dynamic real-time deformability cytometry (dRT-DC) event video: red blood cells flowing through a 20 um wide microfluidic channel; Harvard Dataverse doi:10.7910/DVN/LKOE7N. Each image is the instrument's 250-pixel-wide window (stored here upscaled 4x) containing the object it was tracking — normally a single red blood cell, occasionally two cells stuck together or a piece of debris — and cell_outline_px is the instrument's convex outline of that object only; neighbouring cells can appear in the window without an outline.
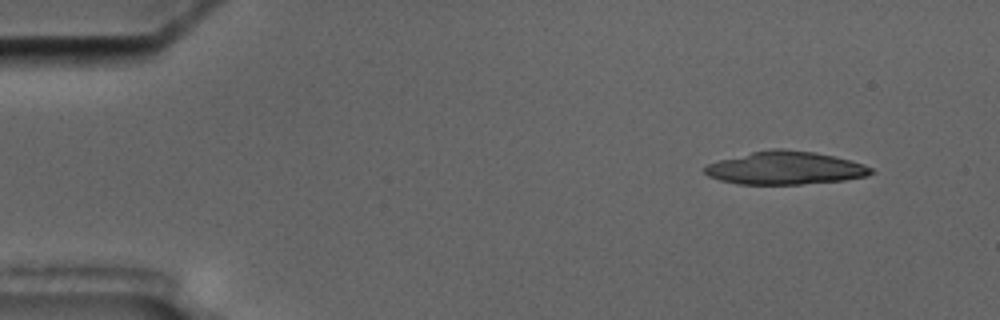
{"species": "common noctule bat (a hibernating species)", "species_latin": "Nyctalus noctula", "temperature_condition": "cold", "stored_images_in_passage": 4, "camera_frame_rate_fps": 3000, "um_per_image_px": 0.085, "animal": {"sex": "male", "body_mass_g": 17.5, "forearm_length_mm": 52.3}, "frame": {"image": 1, "passage_image": 1, "time_ms": 0.0, "image_size_px": [1000, 320], "cell_outline_px": [[876, 172], [868, 176], [844, 180], [800, 184], [740, 184], [720, 180], [708, 176], [704, 172], [704, 168], [708, 164], [720, 160], [752, 152], [772, 148], [784, 148], [812, 152], [852, 160], [864, 164], [872, 168]], "centroid_in_image_um": [66.78, 14.28], "position_along_channel_um": 18.2, "area_um2": 31.91}}